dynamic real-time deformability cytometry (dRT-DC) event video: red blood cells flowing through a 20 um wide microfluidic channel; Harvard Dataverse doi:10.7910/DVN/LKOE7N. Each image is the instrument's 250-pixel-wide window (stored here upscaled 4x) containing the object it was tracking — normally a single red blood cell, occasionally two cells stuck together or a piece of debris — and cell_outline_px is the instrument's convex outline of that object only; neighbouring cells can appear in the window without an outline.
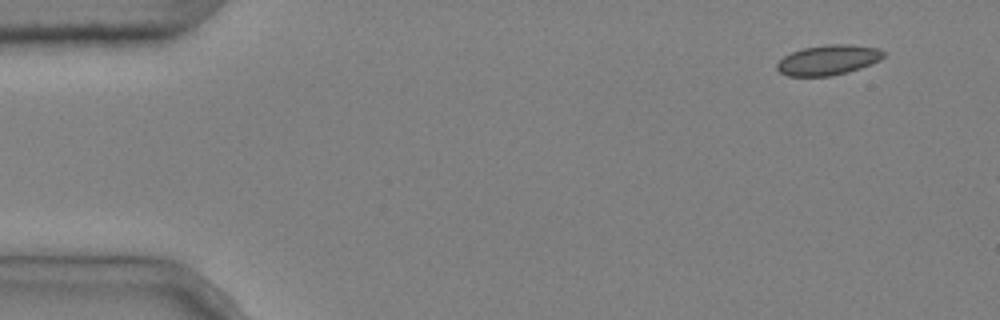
{"species": "common noctule bat (a hibernating species)", "species_latin": "Nyctalus noctula", "temperature_condition": "cold", "stored_images_in_passage": 4, "camera_frame_rate_fps": 3000, "um_per_image_px": 0.085, "animal": {"sex": "male", "body_mass_g": 20.4}, "frame": {"image": 1, "passage_image": 1, "time_ms": 0.0, "image_size_px": [1000, 320], "cell_outline_px": [[884, 56], [880, 60], [860, 68], [848, 72], [832, 76], [788, 76], [780, 72], [776, 68], [776, 64], [784, 56], [792, 52], [804, 48], [828, 44], [852, 44], [880, 48], [884, 52]], "centroid_in_image_um": [70.41, 5.1], "position_along_channel_um": 14.6, "area_um2": 18.73}}